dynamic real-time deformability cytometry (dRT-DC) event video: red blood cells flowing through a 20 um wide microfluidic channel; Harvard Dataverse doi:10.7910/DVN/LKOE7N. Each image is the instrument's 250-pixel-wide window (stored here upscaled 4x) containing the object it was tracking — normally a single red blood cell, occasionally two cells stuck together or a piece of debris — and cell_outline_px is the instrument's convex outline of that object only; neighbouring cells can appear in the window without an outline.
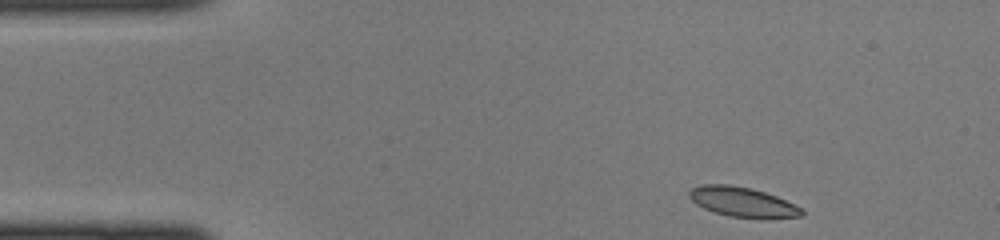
{"species": "common noctule bat (a hibernating species)", "species_latin": "Nyctalus noctula", "temperature_condition": "cold", "stored_images_in_passage": 37, "camera_frame_rate_fps": 3000, "um_per_image_px": 0.085, "animal": {"sex": "female", "body_mass_g": 22.0, "forearm_length_mm": 56.7}, "frame": {"image": 1, "passage_image": 1, "time_ms": 0.0, "image_size_px": [1000, 240], "cell_outline_px": [[804, 216], [760, 220], [728, 216], [704, 208], [696, 204], [688, 196], [688, 192], [692, 188], [700, 184], [728, 184], [752, 188], [776, 196], [800, 208], [804, 212]], "centroid_in_image_um": [63.12, 17.19], "position_along_channel_um": 21.9, "area_um2": 19.83}}
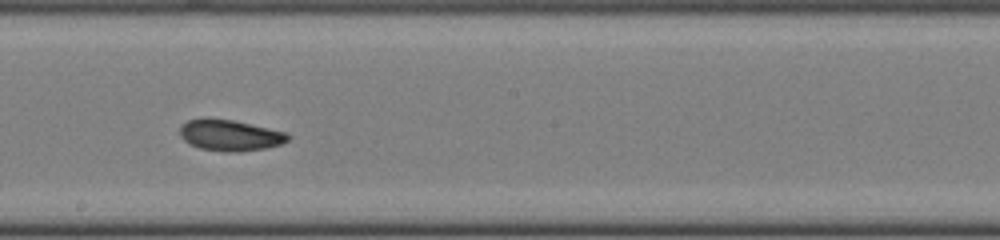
{"frame": {"image": 2, "passage_image": 20, "time_ms": 6.333, "image_size_px": [1000, 240], "cell_outline_px": [[292, 136], [288, 140], [280, 144], [264, 148], [240, 152], [228, 152], [200, 148], [188, 144], [180, 136], [180, 124], [188, 120], [232, 120], [288, 132]], "centroid_in_image_um": [19.58, 11.52], "position_along_channel_um": 228.6, "area_um2": 19.31}}
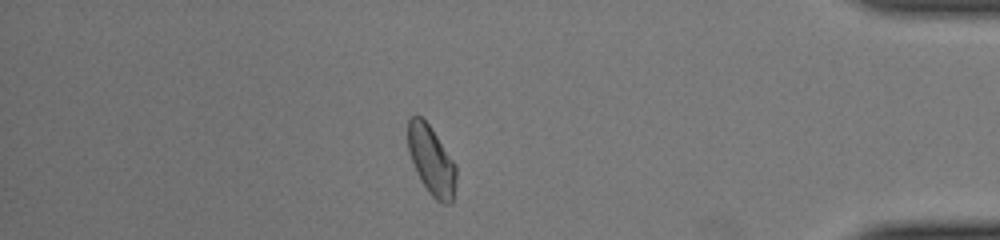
{"frame": {"image": 3, "passage_image": 34, "time_ms": 11.0, "image_size_px": [1000, 240], "cell_outline_px": [[456, 180], [452, 204], [444, 204], [436, 200], [428, 192], [420, 180], [416, 172], [408, 148], [408, 120], [412, 116], [420, 116], [428, 124], [456, 164]], "centroid_in_image_um": [36.68, 13.68], "position_along_channel_um": 398.5, "area_um2": 19.25}}